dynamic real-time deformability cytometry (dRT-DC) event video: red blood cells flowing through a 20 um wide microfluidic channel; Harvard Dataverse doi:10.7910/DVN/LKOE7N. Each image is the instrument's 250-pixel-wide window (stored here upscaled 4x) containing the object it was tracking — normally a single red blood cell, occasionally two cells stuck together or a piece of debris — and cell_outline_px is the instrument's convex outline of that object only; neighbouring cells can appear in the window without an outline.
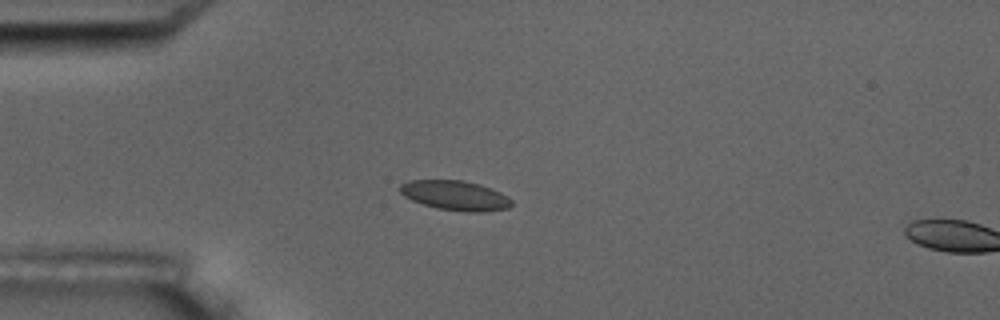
{"species": "common noctule bat (a hibernating species)", "species_latin": "Nyctalus noctula", "temperature_condition": "room temperature", "stored_images_in_passage": 5, "camera_frame_rate_fps": 3000, "um_per_image_px": 0.085, "animal": {"sex": "male", "body_mass_g": 17.5, "forearm_length_mm": 52.3}, "frame": {"image": 1, "passage_image": 4, "time_ms": 3.667, "image_size_px": [1000, 320], "cell_outline_px": [[512, 204], [508, 208], [484, 212], [468, 212], [436, 208], [412, 200], [404, 196], [400, 192], [400, 184], [408, 180], [460, 180], [480, 184], [500, 192], [508, 196], [512, 200]], "centroid_in_image_um": [38.7, 16.61], "position_along_channel_um": 46.3, "area_um2": 19.31}}